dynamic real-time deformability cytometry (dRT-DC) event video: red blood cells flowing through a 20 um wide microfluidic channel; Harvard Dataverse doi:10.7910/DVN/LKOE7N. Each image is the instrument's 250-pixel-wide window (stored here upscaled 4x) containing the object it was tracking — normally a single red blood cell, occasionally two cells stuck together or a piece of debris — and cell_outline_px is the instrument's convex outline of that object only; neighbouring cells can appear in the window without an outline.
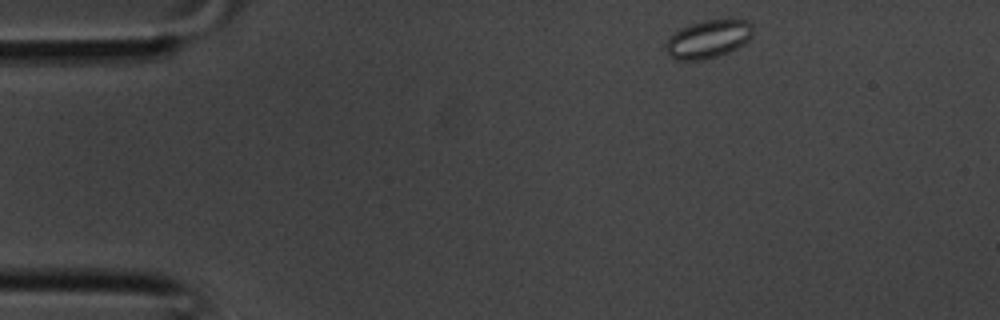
{"species": "common noctule bat (a hibernating species)", "species_latin": "Nyctalus noctula", "temperature_condition": "room temperature", "stored_images_in_passage": 33, "camera_frame_rate_fps": 3000, "um_per_image_px": 0.085, "animal": {"sex": "male", "body_mass_g": 20.1, "forearm_length_mm": 53.5}, "frame": {"image": 1, "passage_image": 1, "time_ms": 0.0, "image_size_px": [1000, 320], "cell_outline_px": [[752, 36], [744, 44], [728, 52], [704, 60], [676, 60], [668, 56], [664, 48], [664, 44], [668, 36], [680, 28], [688, 24], [704, 20], [748, 20], [752, 24]], "centroid_in_image_um": [60.13, 3.33], "position_along_channel_um": 24.9, "area_um2": 19.59}}
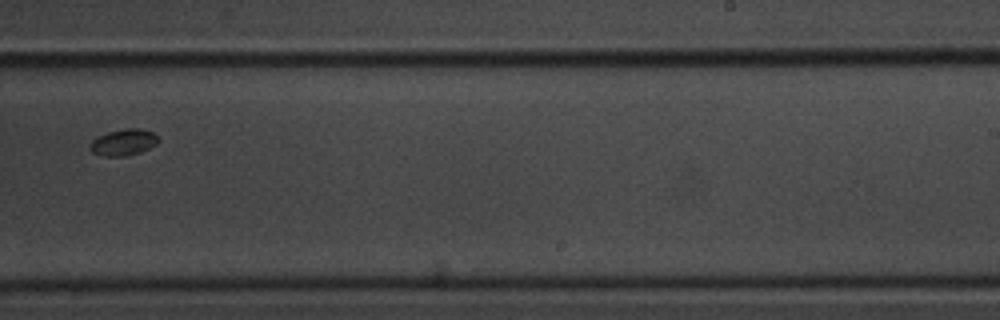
{"frame": {"image": 2, "passage_image": 19, "time_ms": 6.0, "image_size_px": [1000, 320], "cell_outline_px": [[160, 140], [156, 144], [140, 152], [124, 156], [104, 156], [92, 152], [88, 148], [88, 144], [96, 136], [108, 132], [124, 128], [140, 128], [152, 132]], "centroid_in_image_um": [10.45, 12.09], "position_along_channel_um": 278.6, "area_um2": 10.58}}
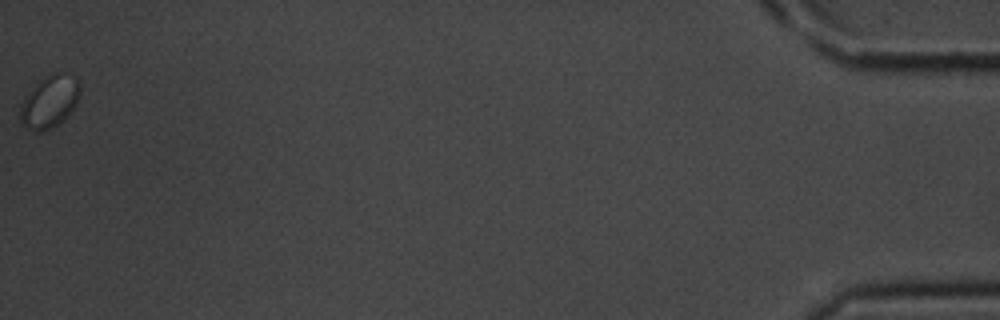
{"frame": {"image": 3, "passage_image": 33, "time_ms": 10.667, "image_size_px": [1000, 320], "cell_outline_px": [[80, 96], [76, 104], [56, 124], [40, 132], [36, 132], [28, 128], [20, 120], [20, 104], [24, 96], [40, 80], [56, 72], [76, 76], [80, 80]], "centroid_in_image_um": [4.21, 8.6], "position_along_channel_um": 431.0, "area_um2": 17.86}}